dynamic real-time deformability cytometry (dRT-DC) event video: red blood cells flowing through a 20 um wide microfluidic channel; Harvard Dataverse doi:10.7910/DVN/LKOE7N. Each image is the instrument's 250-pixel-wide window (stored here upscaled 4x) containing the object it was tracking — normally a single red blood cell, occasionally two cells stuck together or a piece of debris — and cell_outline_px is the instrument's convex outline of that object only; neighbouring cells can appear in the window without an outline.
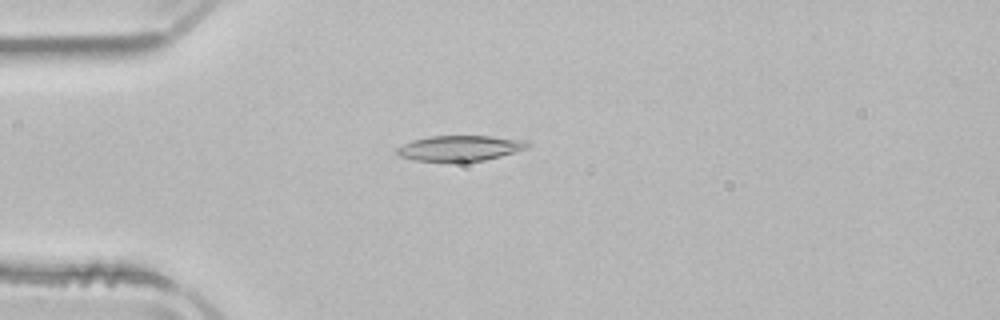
{"species": "common noctule bat (a hibernating species)", "species_latin": "Nyctalus noctula", "temperature_condition": "room temperature", "stored_images_in_passage": 50, "camera_frame_rate_fps": 3000, "um_per_image_px": 0.085, "animal": {"sex": "male", "body_mass_g": 21.5, "forearm_length_mm": 52.0}, "frame": {"image": 1, "passage_image": 12, "time_ms": 3.667, "image_size_px": [1000, 320], "cell_outline_px": [[528, 148], [500, 156], [484, 160], [416, 160], [400, 156], [396, 152], [396, 148], [412, 140], [432, 136], [492, 136], [528, 140]], "centroid_in_image_um": [39.13, 12.57], "position_along_channel_um": 45.9, "area_um2": 18.9}}
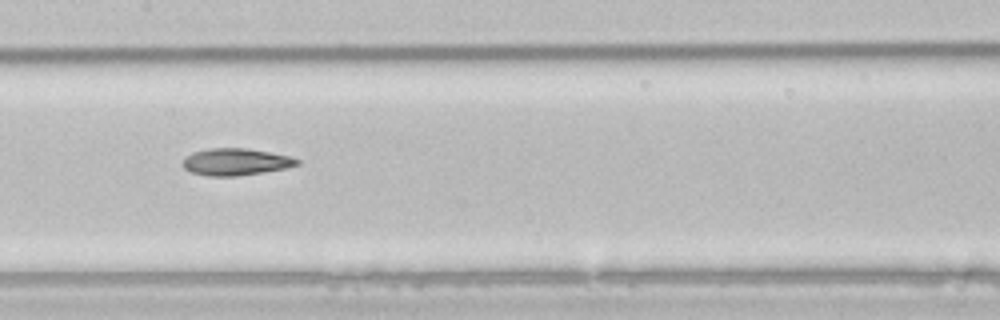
{"frame": {"image": 2, "passage_image": 24, "time_ms": 7.667, "image_size_px": [1000, 320], "cell_outline_px": [[300, 164], [288, 168], [264, 172], [236, 176], [208, 176], [192, 172], [184, 168], [184, 156], [192, 152], [208, 148], [248, 148], [292, 156], [300, 160]], "centroid_in_image_um": [20.08, 13.75], "position_along_channel_um": 187.3, "area_um2": 18.15}}
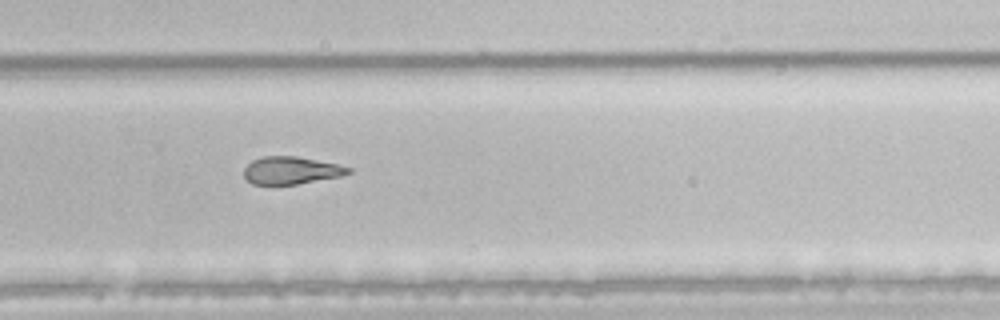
{"frame": {"image": 3, "passage_image": 33, "time_ms": 10.667, "image_size_px": [1000, 320], "cell_outline_px": [[352, 172], [340, 176], [296, 184], [252, 184], [244, 176], [244, 168], [252, 160], [264, 156], [296, 156], [336, 164], [352, 168]], "centroid_in_image_um": [24.73, 14.48], "position_along_channel_um": 305.1, "area_um2": 16.53}, "authors_computed_cell_mechanics": {"area_um2": 18.9295, "velocity_mm_per_s": 3.9467, "shape_relaxation_time_tau1_ms": 9.7004, "shape_relaxation_time_tau2_ms": null, "deformation_change_tau1": 0.2136, "deformation_change_tau2": null}}